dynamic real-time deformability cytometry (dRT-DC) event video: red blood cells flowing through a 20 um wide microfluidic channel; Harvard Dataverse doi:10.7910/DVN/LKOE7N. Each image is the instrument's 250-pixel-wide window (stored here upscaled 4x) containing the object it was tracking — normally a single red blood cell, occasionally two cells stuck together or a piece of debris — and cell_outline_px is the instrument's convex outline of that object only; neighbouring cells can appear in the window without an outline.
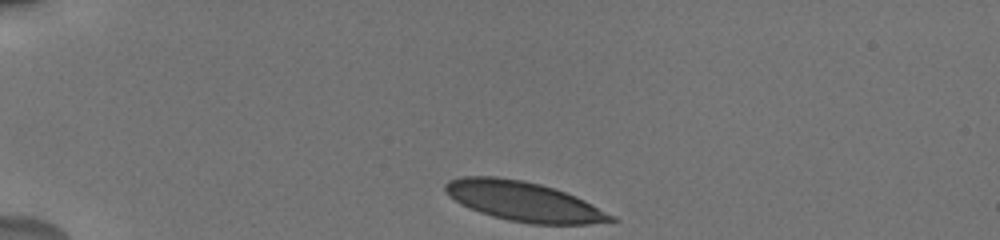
{"species": "human", "species_latin": "Homo sapiens", "temperature_condition": "cold", "stored_images_in_passage": 36, "camera_frame_rate_fps": 3000, "um_per_image_px": 0.085, "donor": {"sex": "male"}, "frame": {"image": 1, "passage_image": 1, "time_ms": 0.0, "image_size_px": [1000, 240], "cell_outline_px": [[620, 220], [588, 224], [532, 224], [508, 220], [492, 216], [480, 212], [460, 204], [444, 188], [444, 184], [448, 180], [464, 176], [496, 176], [524, 180], [540, 184], [576, 196], [616, 216]], "centroid_in_image_um": [44.54, 17.12], "position_along_channel_um": 40.5, "area_um2": 38.09}}
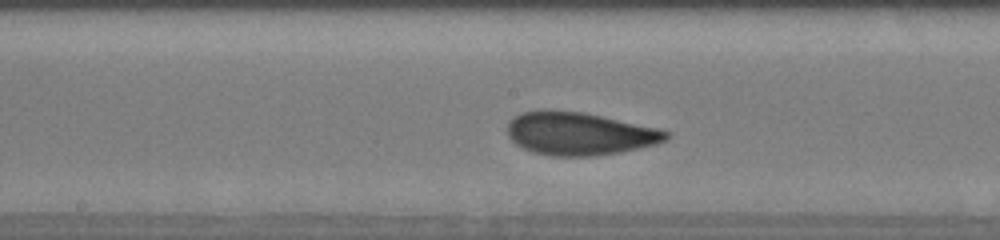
{"frame": {"image": 2, "passage_image": 17, "time_ms": 5.667, "image_size_px": [1000, 240], "cell_outline_px": [[672, 132], [664, 140], [656, 144], [640, 148], [620, 152], [592, 156], [552, 156], [532, 152], [516, 144], [508, 136], [508, 120], [512, 116], [520, 112], [544, 108], [548, 108], [584, 112], [660, 128]], "centroid_in_image_um": [49.22, 11.33], "position_along_channel_um": 199.0, "area_um2": 40.34}}
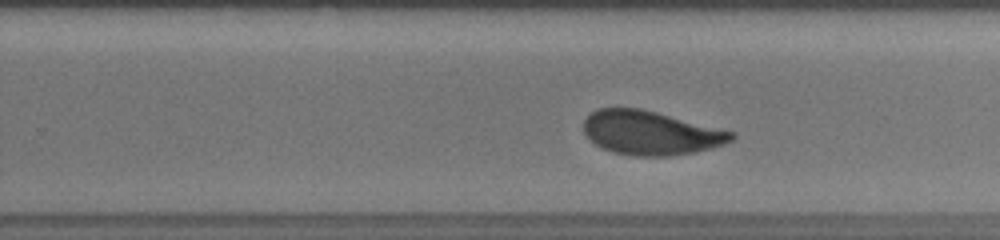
{"frame": {"image": 3, "passage_image": 26, "time_ms": 7.667, "image_size_px": [1000, 240], "cell_outline_px": [[736, 136], [732, 140], [724, 144], [712, 148], [696, 152], [668, 156], [632, 156], [612, 152], [600, 148], [584, 132], [584, 120], [596, 108], [640, 108], [736, 132]], "centroid_in_image_um": [55.32, 11.3], "position_along_channel_um": 274.5, "area_um2": 37.92}}